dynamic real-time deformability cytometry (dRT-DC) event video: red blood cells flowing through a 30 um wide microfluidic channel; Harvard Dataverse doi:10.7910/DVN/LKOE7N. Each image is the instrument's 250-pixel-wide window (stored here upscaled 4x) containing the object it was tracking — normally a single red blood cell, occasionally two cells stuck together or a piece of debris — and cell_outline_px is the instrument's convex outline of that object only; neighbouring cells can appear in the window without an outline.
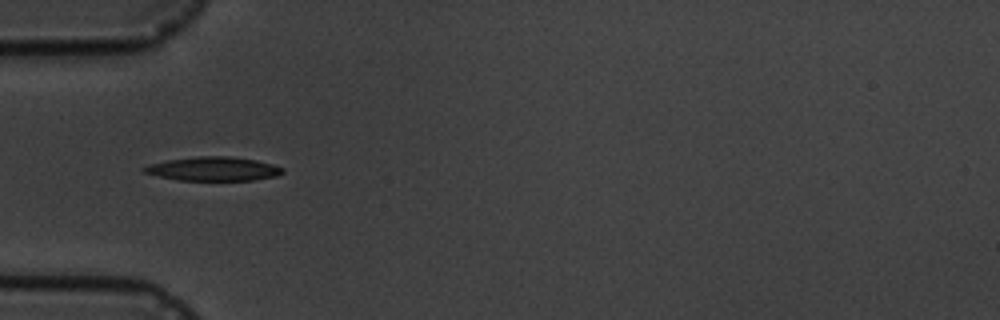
{"species": "common noctule bat (a hibernating species)", "species_latin": "Nyctalus noctula", "temperature_condition": "cold", "stored_images_in_passage": 9, "camera_frame_rate_fps": 3000, "um_per_image_px": 0.085, "animal": {"sex": "male", "body_mass_g": 19.5, "forearm_length_mm": 54.6}, "frame": {"image": 1, "passage_image": 3, "time_ms": 2.333, "image_size_px": [1000, 320], "cell_outline_px": [[284, 172], [276, 176], [252, 180], [176, 180], [144, 172], [140, 168], [148, 164], [168, 160], [196, 156], [228, 156], [256, 160], [272, 164], [284, 168]], "centroid_in_image_um": [18.12, 14.35], "position_along_channel_um": 66.9, "area_um2": 19.25}}
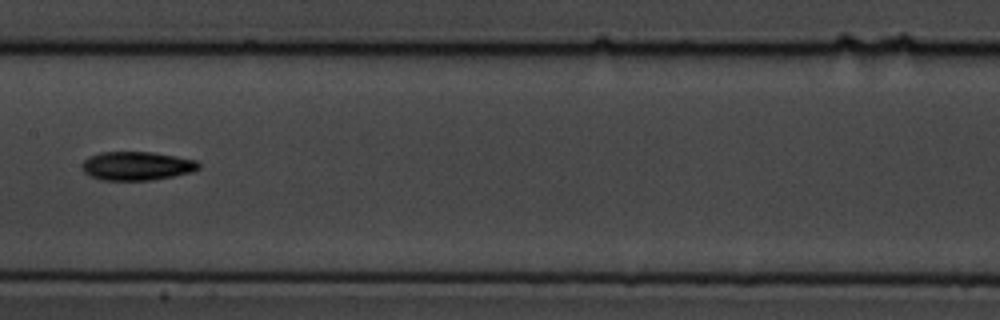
{"frame": {"image": 2, "passage_image": 6, "time_ms": 6.0, "image_size_px": [1000, 320], "cell_outline_px": [[200, 168], [192, 172], [152, 180], [100, 180], [84, 172], [80, 168], [84, 160], [88, 156], [100, 152], [152, 152], [176, 156], [196, 160], [200, 164]], "centroid_in_image_um": [11.61, 14.1], "position_along_channel_um": 195.8, "area_um2": 19.59}}
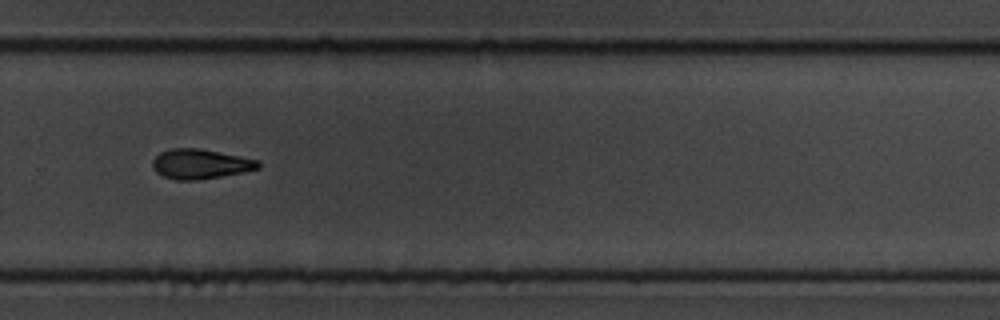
{"frame": {"image": 3, "passage_image": 9, "time_ms": 9.333, "image_size_px": [1000, 320], "cell_outline_px": [[260, 168], [244, 172], [200, 180], [176, 180], [164, 176], [156, 172], [152, 168], [152, 160], [160, 152], [172, 148], [200, 148], [260, 160]], "centroid_in_image_um": [17.03, 13.94], "position_along_channel_um": 312.8, "area_um2": 18.5}}